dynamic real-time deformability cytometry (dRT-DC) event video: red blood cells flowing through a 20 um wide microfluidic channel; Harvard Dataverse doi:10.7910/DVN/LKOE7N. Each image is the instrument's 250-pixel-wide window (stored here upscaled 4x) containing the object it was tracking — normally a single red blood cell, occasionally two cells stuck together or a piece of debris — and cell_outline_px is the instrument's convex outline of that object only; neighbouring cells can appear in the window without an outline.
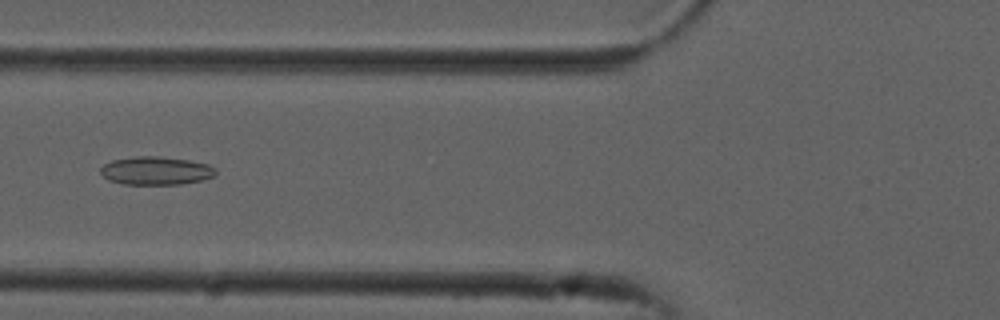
{"species": "common noctule bat (a hibernating species)", "species_latin": "Nyctalus noctula", "temperature_condition": "cold", "stored_images_in_passage": 54, "camera_frame_rate_fps": 3000, "um_per_image_px": 0.085, "animal": {"sex": "male", "forearm_length_mm": 52.5}, "frame": {"image": 1, "passage_image": 21, "time_ms": 6.667, "image_size_px": [1000, 320], "cell_outline_px": [[216, 172], [212, 176], [200, 180], [180, 184], [124, 184], [108, 180], [100, 172], [100, 168], [104, 164], [112, 160], [136, 156], [160, 156], [188, 160], [208, 164], [216, 168]], "centroid_in_image_um": [13.23, 14.5], "position_along_channel_um": 112.6, "area_um2": 18.84}}
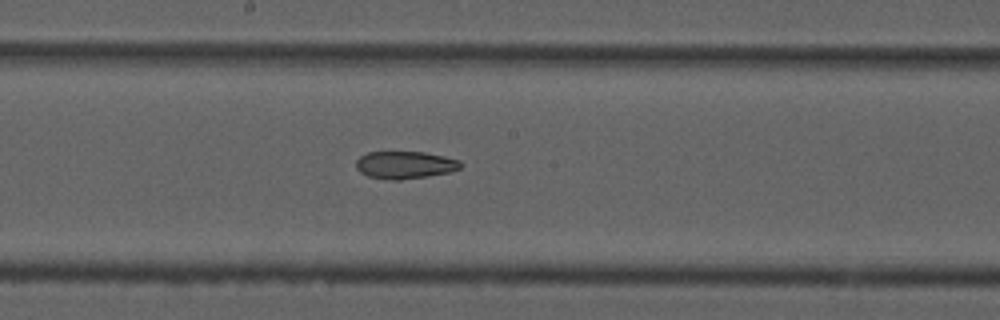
{"frame": {"image": 2, "passage_image": 29, "time_ms": 9.333, "image_size_px": [1000, 320], "cell_outline_px": [[464, 164], [460, 168], [452, 172], [428, 176], [400, 180], [396, 180], [368, 176], [360, 172], [356, 168], [356, 160], [360, 156], [368, 152], [424, 152], [444, 156], [460, 160]], "centroid_in_image_um": [34.46, 14.02], "position_along_channel_um": 213.7, "area_um2": 16.82}}
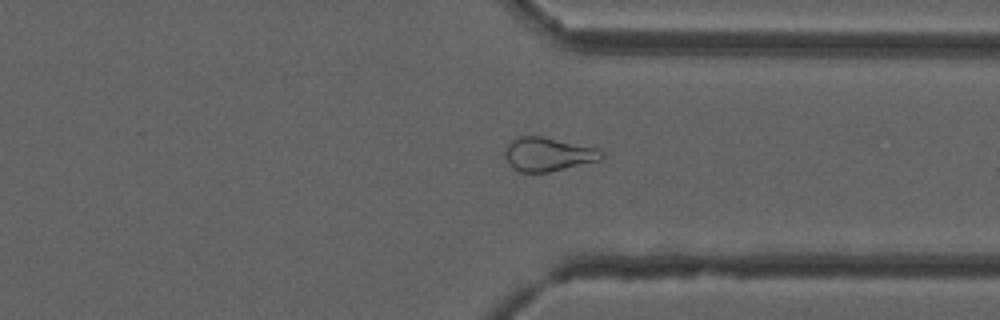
{"frame": {"image": 3, "passage_image": 41, "time_ms": 13.333, "image_size_px": [1000, 320], "cell_outline_px": [[604, 160], [548, 172], [520, 172], [512, 168], [508, 164], [504, 156], [504, 152], [508, 144], [512, 140], [520, 136], [540, 136], [600, 148], [604, 152]], "centroid_in_image_um": [46.63, 13.12], "position_along_channel_um": 364.8, "area_um2": 19.31}, "authors_computed_cell_mechanics": {"area_um2": 21.4438, "velocity_mm_per_s": 3.7823, "shape_relaxation_time_tau1_ms": null, "shape_relaxation_time_tau2_ms": 9.841, "deformation_change_tau1": null, "deformation_change_tau2": 0.2041}}